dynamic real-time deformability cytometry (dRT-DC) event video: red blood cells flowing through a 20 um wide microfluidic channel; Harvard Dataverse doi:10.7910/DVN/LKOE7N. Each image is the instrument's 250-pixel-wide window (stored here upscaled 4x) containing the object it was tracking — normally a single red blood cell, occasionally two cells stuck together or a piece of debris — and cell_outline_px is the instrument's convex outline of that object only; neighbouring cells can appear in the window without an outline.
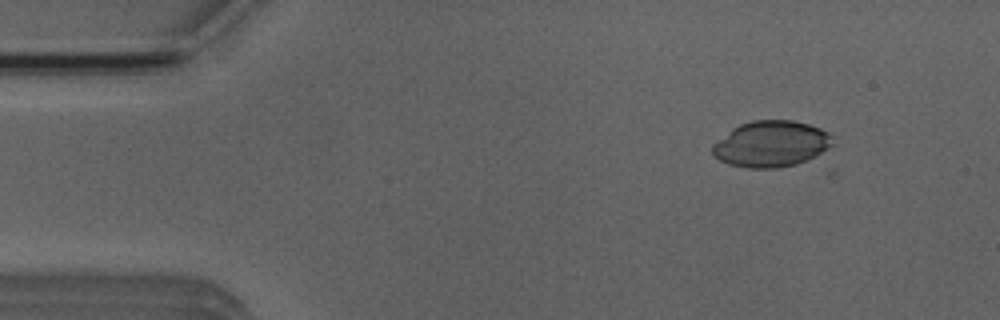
{"species": "Egyptian fruit bat (a non-hibernating species)", "species_latin": "Rousettus aegyptiacus", "temperature_condition": "room temperature", "stored_images_in_passage": 5, "camera_frame_rate_fps": 3000, "um_per_image_px": 0.085, "animal": {"sex": "male"}, "frame": {"image": 1, "passage_image": 2, "time_ms": 1.0, "image_size_px": [1000, 320], "cell_outline_px": [[836, 136], [832, 144], [820, 152], [796, 164], [776, 168], [748, 168], [728, 164], [712, 156], [712, 144], [732, 128], [740, 124], [752, 120], [792, 120], [808, 124], [820, 128]], "centroid_in_image_um": [65.51, 12.22], "position_along_channel_um": 19.5, "area_um2": 32.25}}